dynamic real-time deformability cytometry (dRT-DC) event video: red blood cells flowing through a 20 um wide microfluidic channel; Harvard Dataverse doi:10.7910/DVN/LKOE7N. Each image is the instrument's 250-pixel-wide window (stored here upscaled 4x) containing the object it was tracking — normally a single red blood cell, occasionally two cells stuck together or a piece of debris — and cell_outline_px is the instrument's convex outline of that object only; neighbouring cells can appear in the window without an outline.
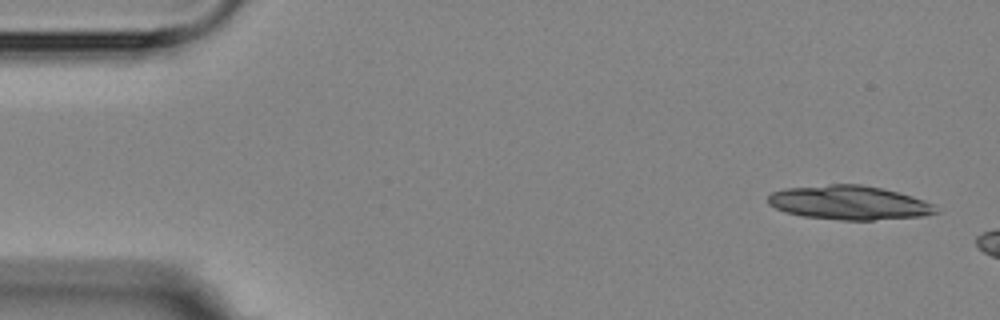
{"species": "Egyptian fruit bat (a non-hibernating species)", "species_latin": "Rousettus aegyptiacus", "temperature_condition": "room temperature", "stored_images_in_passage": 3, "camera_frame_rate_fps": 3000, "um_per_image_px": 0.085, "animal": {"sex": "female"}, "frame": {"image": 1, "passage_image": 1, "time_ms": 0.0, "image_size_px": [1000, 320], "cell_outline_px": [[940, 212], [924, 216], [872, 220], [840, 220], [804, 216], [788, 212], [776, 208], [768, 204], [768, 196], [772, 192], [784, 188], [828, 184], [860, 184], [880, 188], [912, 196], [924, 200], [932, 204]], "centroid_in_image_um": [72.17, 17.22], "position_along_channel_um": 12.8, "area_um2": 33.18}}